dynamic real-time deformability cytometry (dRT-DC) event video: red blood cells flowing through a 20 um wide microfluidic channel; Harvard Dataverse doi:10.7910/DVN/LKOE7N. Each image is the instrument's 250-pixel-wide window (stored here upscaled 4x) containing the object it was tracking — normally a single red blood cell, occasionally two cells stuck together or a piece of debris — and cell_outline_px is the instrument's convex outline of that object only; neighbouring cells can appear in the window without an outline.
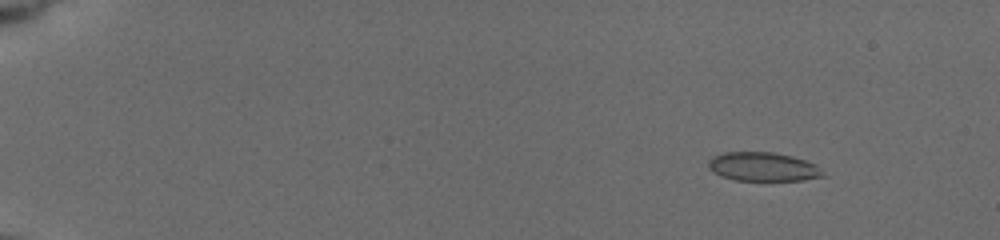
{"species": "common noctule bat (a hibernating species)", "species_latin": "Nyctalus noctula", "temperature_condition": "cold", "stored_images_in_passage": 88, "camera_frame_rate_fps": 3000, "um_per_image_px": 0.085, "animal": {"sex": "female", "body_mass_g": 19.5, "forearm_length_mm": 54.1}, "frame": {"image": 1, "passage_image": 18, "time_ms": 2.333, "image_size_px": [1000, 240], "cell_outline_px": [[824, 176], [804, 180], [736, 180], [720, 176], [712, 172], [708, 168], [708, 160], [712, 156], [724, 152], [772, 152], [792, 156], [816, 164]], "centroid_in_image_um": [64.8, 14.17], "position_along_channel_um": 20.2, "area_um2": 19.25}}
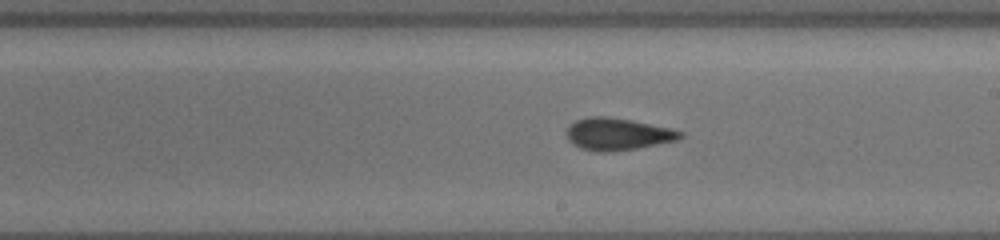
{"frame": {"image": 2, "passage_image": 57, "time_ms": 11.667, "image_size_px": [1000, 240], "cell_outline_px": [[684, 136], [676, 140], [636, 148], [608, 152], [596, 152], [580, 148], [572, 144], [568, 140], [568, 128], [576, 120], [588, 116], [604, 116], [632, 120], [668, 128], [684, 132]], "centroid_in_image_um": [52.48, 11.4], "position_along_channel_um": 236.5, "area_um2": 21.04}}
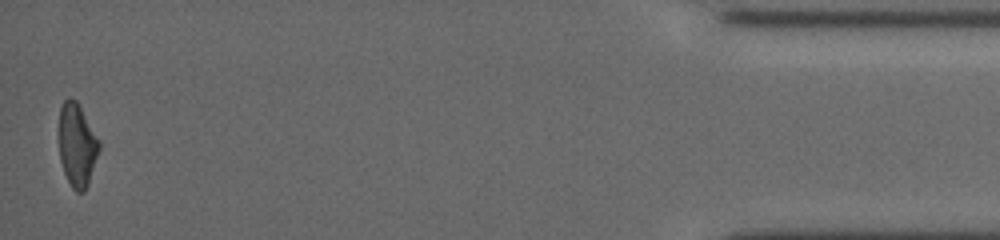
{"frame": {"image": 3, "passage_image": 86, "time_ms": 18.667, "image_size_px": [1000, 240], "cell_outline_px": [[100, 148], [88, 184], [84, 192], [76, 192], [72, 188], [64, 172], [60, 160], [60, 108], [64, 100], [68, 96], [76, 100], [100, 140]], "centroid_in_image_um": [6.56, 12.33], "position_along_channel_um": 428.6, "area_um2": 19.31}, "authors_computed_cell_mechanics": {"area_um2": 20.23, "velocity_mm_per_s": 3.7987, "shape_relaxation_time_tau1_ms": 4.7335, "shape_relaxation_time_tau2_ms": 1.4855, "deformation_change_tau1": 0.1676, "deformation_change_tau2": 0.0917}}